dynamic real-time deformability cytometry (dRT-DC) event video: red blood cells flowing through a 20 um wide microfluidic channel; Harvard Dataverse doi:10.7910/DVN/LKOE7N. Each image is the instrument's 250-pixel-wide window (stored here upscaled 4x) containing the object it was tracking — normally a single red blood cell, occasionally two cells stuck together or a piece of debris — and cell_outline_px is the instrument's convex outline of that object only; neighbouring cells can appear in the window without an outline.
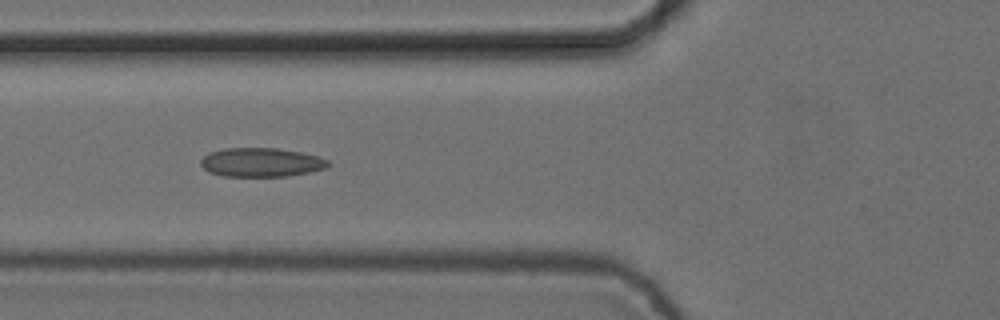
{"species": "common noctule bat (a hibernating species)", "species_latin": "Nyctalus noctula", "temperature_condition": "cold", "stored_images_in_passage": 6, "camera_frame_rate_fps": 3000, "um_per_image_px": 0.085, "animal": {"sex": "female", "body_mass_g": 24.6, "forearm_length_mm": 56.2}, "frame": {"image": 1, "passage_image": 5, "time_ms": 1.333, "image_size_px": [1000, 320], "cell_outline_px": [[328, 164], [324, 168], [308, 172], [288, 176], [224, 176], [208, 172], [200, 164], [200, 160], [208, 152], [224, 148], [276, 148], [300, 152], [320, 156], [328, 160]], "centroid_in_image_um": [22.16, 13.79], "position_along_channel_um": 103.6, "area_um2": 21.44}}
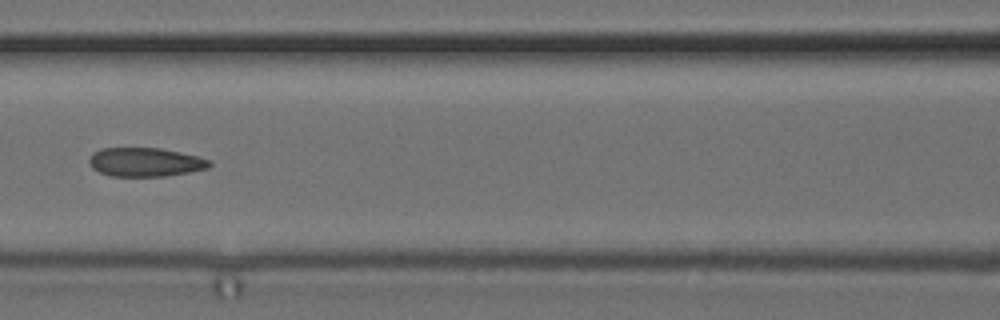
{"frame": {"image": 2, "passage_image": 6, "time_ms": 1.667, "image_size_px": [1000, 320], "cell_outline_px": [[212, 164], [208, 168], [188, 172], [164, 176], [112, 176], [100, 172], [92, 168], [88, 160], [92, 152], [100, 148], [160, 148], [180, 152], [212, 160]], "centroid_in_image_um": [12.33, 13.77], "position_along_channel_um": 154.3, "area_um2": 20.23}}